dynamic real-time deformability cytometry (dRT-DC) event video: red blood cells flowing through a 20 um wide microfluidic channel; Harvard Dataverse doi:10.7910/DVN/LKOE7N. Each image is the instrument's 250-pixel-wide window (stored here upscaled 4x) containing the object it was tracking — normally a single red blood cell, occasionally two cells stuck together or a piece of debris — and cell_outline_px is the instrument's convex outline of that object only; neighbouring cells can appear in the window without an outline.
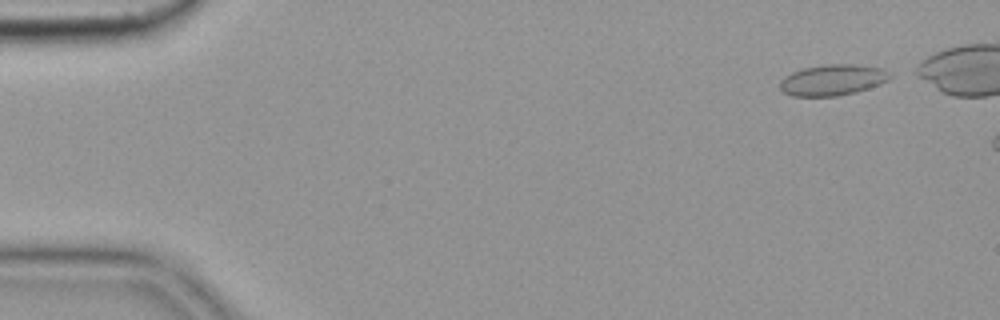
{"species": "common noctule bat (a hibernating species)", "species_latin": "Nyctalus noctula", "temperature_condition": "cold", "stored_images_in_passage": 7, "camera_frame_rate_fps": 3000, "um_per_image_px": 0.085, "animal": {"sex": "female", "body_mass_g": 19.9}, "frame": {"image": 1, "passage_image": 1, "time_ms": 0.0, "image_size_px": [1000, 320], "cell_outline_px": [[892, 76], [888, 80], [880, 84], [856, 92], [836, 96], [792, 96], [784, 92], [780, 88], [780, 80], [784, 76], [792, 72], [804, 68], [824, 64], [856, 64], [884, 68]], "centroid_in_image_um": [70.78, 6.79], "position_along_channel_um": 14.2, "area_um2": 19.94}}